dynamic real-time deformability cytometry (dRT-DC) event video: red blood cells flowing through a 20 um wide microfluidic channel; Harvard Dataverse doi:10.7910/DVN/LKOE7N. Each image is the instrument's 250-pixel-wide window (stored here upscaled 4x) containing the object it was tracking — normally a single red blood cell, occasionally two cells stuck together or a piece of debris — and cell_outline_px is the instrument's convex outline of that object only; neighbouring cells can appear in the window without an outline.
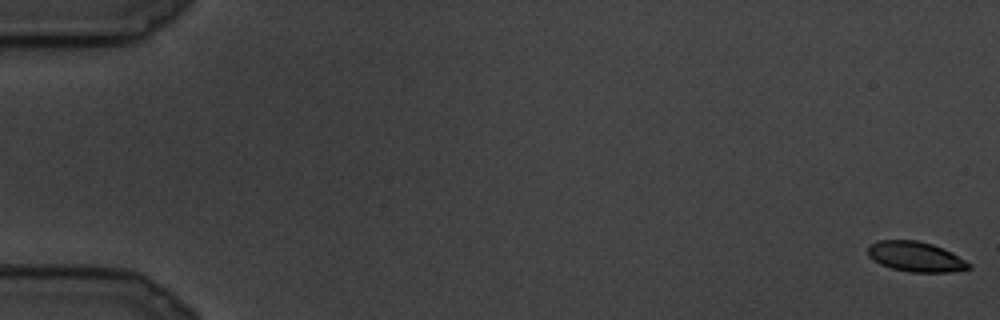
{"species": "common noctule bat (a hibernating species)", "species_latin": "Nyctalus noctula", "temperature_condition": "cold", "stored_images_in_passage": 8, "camera_frame_rate_fps": 3000, "um_per_image_px": 0.085, "animal": {"sex": "male", "body_mass_g": 19.5, "forearm_length_mm": 54.6}, "frame": {"image": 1, "passage_image": 1, "time_ms": 0.0, "image_size_px": [1000, 320], "cell_outline_px": [[972, 268], [948, 272], [912, 272], [892, 268], [880, 264], [872, 260], [868, 256], [868, 244], [876, 240], [916, 240], [932, 244], [972, 264]], "centroid_in_image_um": [77.76, 21.81], "position_along_channel_um": 7.2, "area_um2": 17.51}}